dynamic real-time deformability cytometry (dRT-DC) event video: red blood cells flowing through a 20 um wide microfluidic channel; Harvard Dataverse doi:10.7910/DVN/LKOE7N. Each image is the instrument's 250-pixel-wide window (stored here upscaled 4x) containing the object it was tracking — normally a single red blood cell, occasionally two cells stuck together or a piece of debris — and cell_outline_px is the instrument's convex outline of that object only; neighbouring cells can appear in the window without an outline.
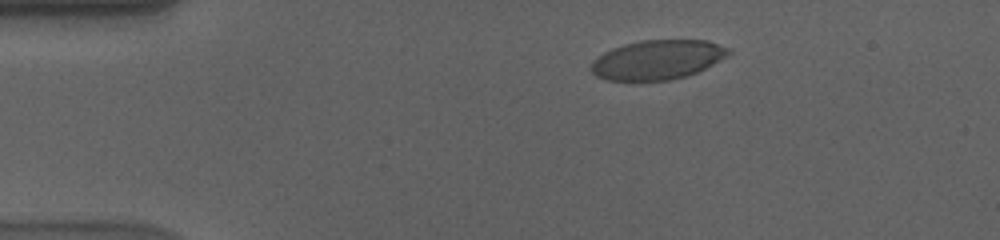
{"species": "human", "species_latin": "Homo sapiens", "temperature_condition": "cold", "stored_images_in_passage": 48, "camera_frame_rate_fps": 3000, "um_per_image_px": 0.085, "donor": {"sex": "male"}, "frame": {"image": 1, "passage_image": 1, "time_ms": 0.0, "image_size_px": [1000, 240], "cell_outline_px": [[732, 52], [728, 56], [696, 72], [684, 76], [668, 80], [604, 80], [596, 76], [588, 68], [592, 60], [604, 52], [612, 48], [624, 44], [640, 40], [708, 40], [728, 48]], "centroid_in_image_um": [55.84, 5.07], "position_along_channel_um": 29.2, "area_um2": 31.56}}
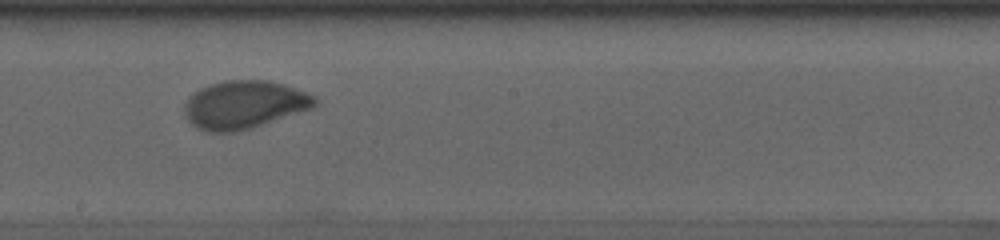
{"frame": {"image": 2, "passage_image": 23, "time_ms": 7.333, "image_size_px": [1000, 240], "cell_outline_px": [[316, 104], [312, 108], [252, 128], [236, 132], [204, 132], [196, 128], [188, 120], [184, 112], [184, 104], [188, 96], [200, 88], [208, 84], [228, 80], [268, 80], [284, 84], [316, 96]], "centroid_in_image_um": [20.72, 8.9], "position_along_channel_um": 227.5, "area_um2": 36.7}}
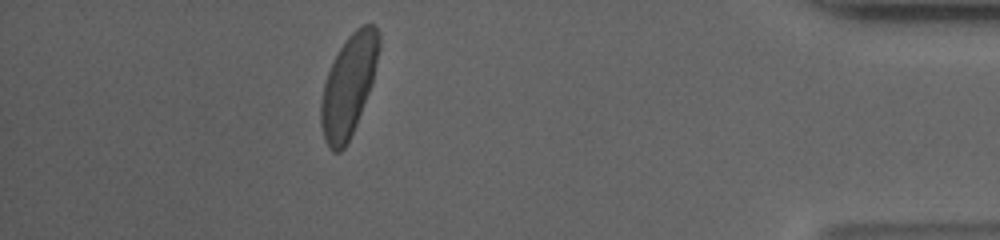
{"frame": {"image": 3, "passage_image": 42, "time_ms": 13.667, "image_size_px": [1000, 240], "cell_outline_px": [[380, 48], [372, 80], [368, 92], [356, 124], [344, 148], [340, 152], [332, 152], [328, 148], [324, 140], [320, 124], [320, 104], [324, 84], [328, 72], [340, 48], [348, 36], [356, 28], [364, 24], [372, 24], [380, 32]], "centroid_in_image_um": [29.62, 7.28], "position_along_channel_um": 405.6, "area_um2": 33.81}, "authors_computed_cell_mechanics": {"area_um2": 34.5355, "velocity_mm_per_s": 3.5542, "shape_relaxation_time_tau1_ms": 5.0536, "shape_relaxation_time_tau2_ms": null, "deformation_change_tau1": 0.1663, "deformation_change_tau2": null}}